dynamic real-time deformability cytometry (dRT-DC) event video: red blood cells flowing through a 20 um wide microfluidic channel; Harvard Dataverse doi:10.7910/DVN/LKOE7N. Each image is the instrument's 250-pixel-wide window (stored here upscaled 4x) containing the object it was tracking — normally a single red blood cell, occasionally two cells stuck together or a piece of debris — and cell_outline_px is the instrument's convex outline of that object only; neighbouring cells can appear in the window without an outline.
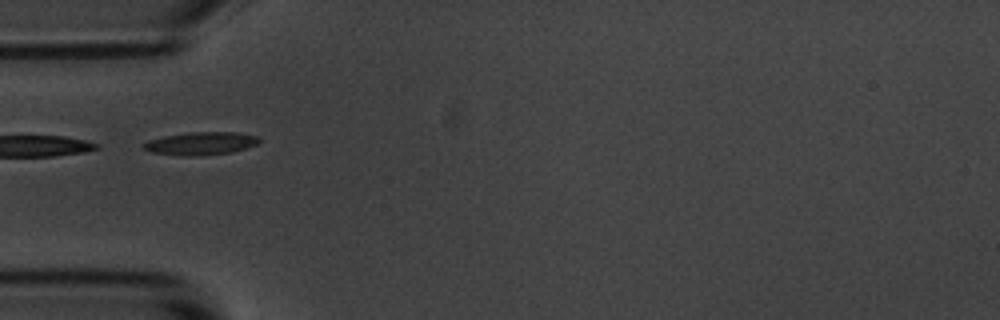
{"species": "common noctule bat (a hibernating species)", "species_latin": "Nyctalus noctula", "temperature_condition": "room temperature", "stored_images_in_passage": 7, "camera_frame_rate_fps": 3000, "um_per_image_px": 0.085, "animal": {"sex": "male", "body_mass_g": 20.1, "forearm_length_mm": 53.5}, "frame": {"image": 1, "passage_image": 5, "time_ms": 5.333, "image_size_px": [1000, 320], "cell_outline_px": [[260, 140], [256, 144], [232, 152], [196, 156], [184, 156], [152, 152], [144, 148], [140, 144], [148, 140], [164, 136], [188, 132], [236, 132], [260, 136]], "centroid_in_image_um": [17.05, 12.18], "position_along_channel_um": 67.9, "area_um2": 15.43}}
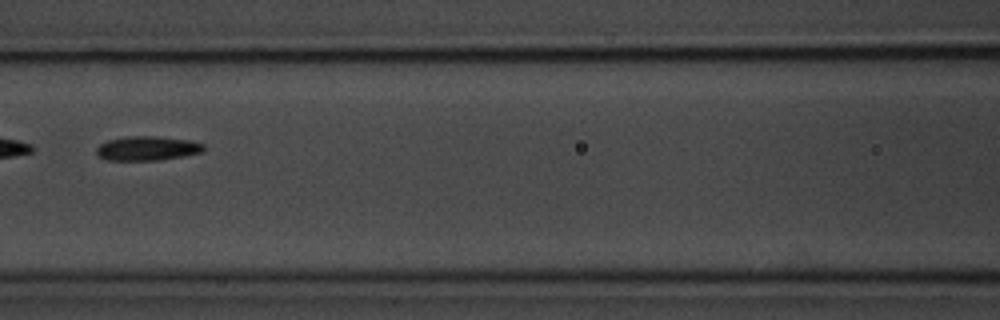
{"frame": {"image": 2, "passage_image": 7, "time_ms": 7.667, "image_size_px": [1000, 320], "cell_outline_px": [[204, 148], [200, 152], [184, 156], [160, 160], [108, 160], [96, 156], [96, 148], [100, 144], [108, 140], [128, 136], [160, 136], [192, 140], [204, 144]], "centroid_in_image_um": [12.51, 12.6], "position_along_channel_um": 154.1, "area_um2": 15.32}}